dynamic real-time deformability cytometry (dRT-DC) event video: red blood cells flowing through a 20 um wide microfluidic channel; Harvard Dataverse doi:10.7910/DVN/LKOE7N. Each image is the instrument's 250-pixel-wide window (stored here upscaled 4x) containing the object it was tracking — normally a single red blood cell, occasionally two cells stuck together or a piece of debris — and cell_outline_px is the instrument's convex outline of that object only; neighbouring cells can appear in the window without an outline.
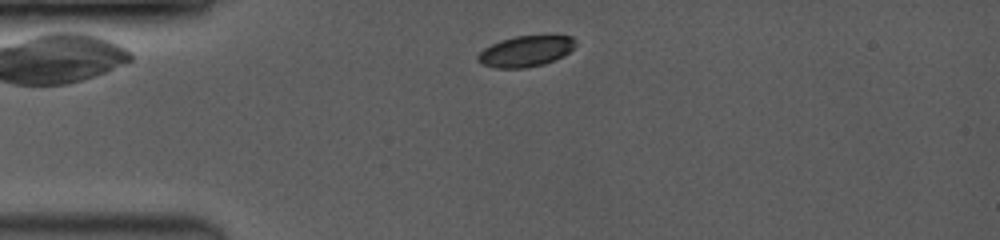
{"species": "common noctule bat (a hibernating species)", "species_latin": "Nyctalus noctula", "temperature_condition": "room temperature", "stored_images_in_passage": 13, "camera_frame_rate_fps": 3500, "um_per_image_px": 0.085, "animal": {"sex": "female", "body_mass_g": 19.0, "forearm_length_mm": 53.3}, "frame": {"image": 1, "passage_image": 2, "time_ms": 0.571, "image_size_px": [1000, 240], "cell_outline_px": [[576, 44], [564, 56], [556, 60], [544, 64], [524, 68], [496, 68], [480, 64], [476, 60], [476, 56], [484, 48], [500, 40], [516, 36], [572, 36], [576, 40]], "centroid_in_image_um": [44.66, 4.37], "position_along_channel_um": 40.3, "area_um2": 17.63}}
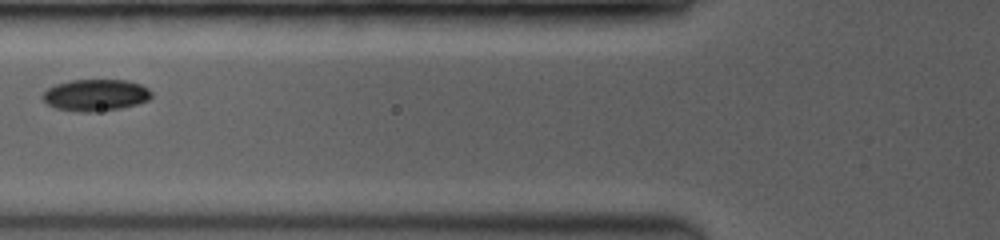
{"frame": {"image": 2, "passage_image": 7, "time_ms": 3.143, "image_size_px": [1000, 240], "cell_outline_px": [[152, 96], [148, 100], [136, 104], [120, 108], [92, 112], [80, 112], [56, 108], [48, 104], [40, 96], [48, 88], [56, 84], [72, 80], [128, 80], [140, 84], [148, 88], [152, 92]], "centroid_in_image_um": [8.13, 8.08], "position_along_channel_um": 117.7, "area_um2": 20.06}}
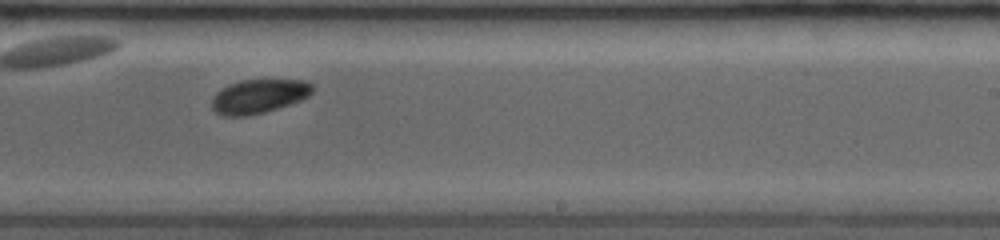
{"frame": {"image": 3, "passage_image": 12, "time_ms": 6.857, "image_size_px": [1000, 240], "cell_outline_px": [[316, 88], [308, 96], [300, 100], [264, 112], [248, 116], [224, 116], [216, 112], [212, 108], [212, 96], [216, 92], [228, 84], [240, 80], [308, 80]], "centroid_in_image_um": [21.99, 8.17], "position_along_channel_um": 267.0, "area_um2": 20.0}}